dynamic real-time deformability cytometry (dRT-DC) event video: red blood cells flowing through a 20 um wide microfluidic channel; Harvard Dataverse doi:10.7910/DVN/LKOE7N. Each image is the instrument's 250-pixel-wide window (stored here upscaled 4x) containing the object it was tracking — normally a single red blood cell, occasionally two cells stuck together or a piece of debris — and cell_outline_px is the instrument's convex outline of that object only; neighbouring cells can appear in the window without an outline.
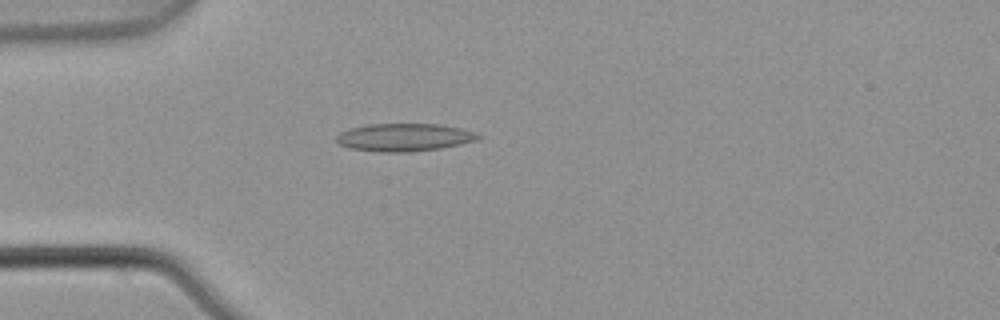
{"species": "common noctule bat (a hibernating species)", "species_latin": "Nyctalus noctula", "temperature_condition": "warm", "stored_images_in_passage": 3, "camera_frame_rate_fps": 3000, "um_per_image_px": 0.085, "animal": {"sex": "male", "body_mass_g": 21.5, "forearm_length_mm": 52.0}, "frame": {"image": 1, "passage_image": 3, "time_ms": 0.667, "image_size_px": [1000, 320], "cell_outline_px": [[484, 136], [480, 140], [440, 148], [408, 152], [380, 152], [348, 148], [340, 144], [336, 140], [336, 136], [340, 132], [348, 128], [368, 124], [440, 124], [460, 128]], "centroid_in_image_um": [34.35, 11.67], "position_along_channel_um": 50.6, "area_um2": 23.06}}